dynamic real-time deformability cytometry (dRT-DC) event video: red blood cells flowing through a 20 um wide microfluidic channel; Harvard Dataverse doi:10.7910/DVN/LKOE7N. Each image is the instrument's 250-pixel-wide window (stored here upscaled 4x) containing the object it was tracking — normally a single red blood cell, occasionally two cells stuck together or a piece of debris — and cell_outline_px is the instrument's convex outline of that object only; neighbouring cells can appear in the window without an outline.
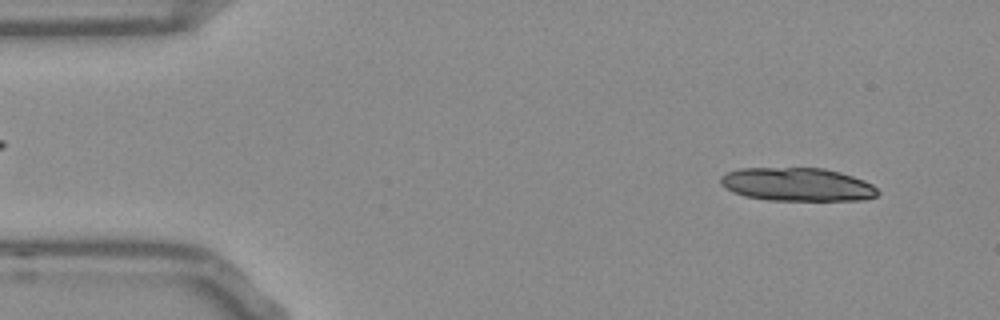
{"species": "Egyptian fruit bat (a non-hibernating species)", "species_latin": "Rousettus aegyptiacus", "temperature_condition": "room temperature", "stored_images_in_passage": 24, "segment_of_instrument_passage": [1, 2], "camera_frame_rate_fps": 3000, "um_per_image_px": 0.085, "frame": {"image": 1, "passage_image": 4, "time_ms": 1.0, "image_size_px": [1000, 320], "cell_outline_px": [[880, 192], [876, 196], [864, 200], [768, 200], [744, 196], [732, 192], [724, 188], [720, 184], [720, 176], [728, 172], [740, 168], [824, 168], [840, 172], [864, 180], [872, 184]], "centroid_in_image_um": [67.75, 15.68], "position_along_channel_um": 17.3, "area_um2": 30.69}}